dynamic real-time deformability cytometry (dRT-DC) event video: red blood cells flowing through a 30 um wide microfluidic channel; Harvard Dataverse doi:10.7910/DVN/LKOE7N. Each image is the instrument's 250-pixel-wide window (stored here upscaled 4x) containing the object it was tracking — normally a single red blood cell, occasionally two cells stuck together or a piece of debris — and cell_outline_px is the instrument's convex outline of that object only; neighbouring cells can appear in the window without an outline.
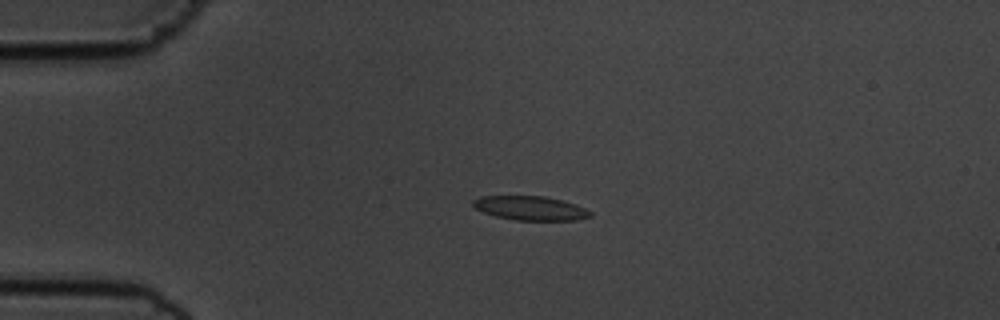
{"species": "common noctule bat (a hibernating species)", "species_latin": "Nyctalus noctula", "temperature_condition": "cold", "stored_images_in_passage": 56, "camera_frame_rate_fps": 3000, "um_per_image_px": 0.085, "animal": {"sex": "male", "body_mass_g": 19.5, "forearm_length_mm": 54.6}, "frame": {"image": 1, "passage_image": 13, "time_ms": 4.0, "image_size_px": [1000, 320], "cell_outline_px": [[592, 216], [576, 220], [516, 220], [496, 216], [484, 212], [476, 208], [472, 204], [472, 200], [480, 196], [544, 196], [564, 200], [576, 204], [592, 212]], "centroid_in_image_um": [45.1, 17.68], "position_along_channel_um": 39.9, "area_um2": 16.47}}
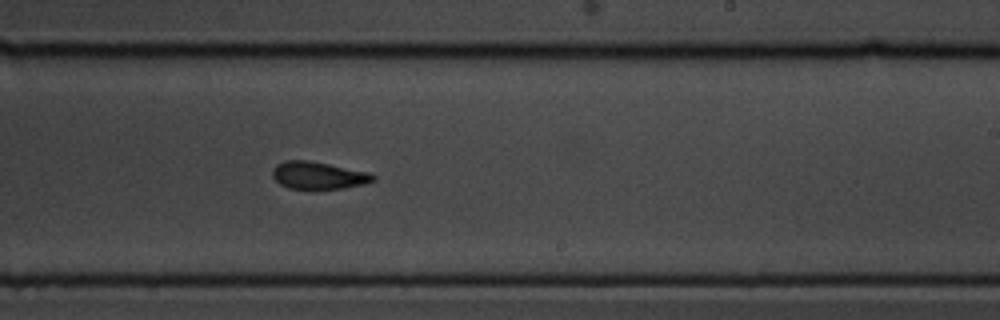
{"frame": {"image": 2, "passage_image": 34, "time_ms": 11.0, "image_size_px": [1000, 320], "cell_outline_px": [[376, 180], [364, 184], [344, 188], [288, 188], [280, 184], [272, 176], [272, 168], [276, 164], [284, 160], [308, 160], [368, 172], [376, 176]], "centroid_in_image_um": [27.04, 14.9], "position_along_channel_um": 262.0, "area_um2": 15.95}}
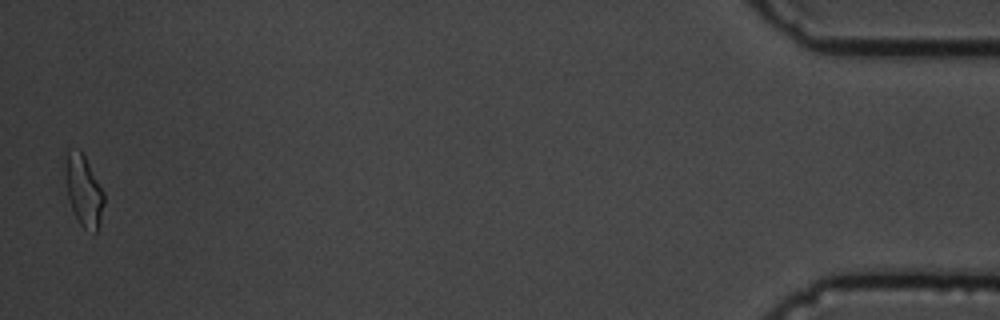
{"frame": {"image": 3, "passage_image": 55, "time_ms": 18.0, "image_size_px": [1000, 320], "cell_outline_px": [[104, 204], [100, 220], [96, 232], [84, 228], [80, 224], [72, 208], [68, 196], [64, 172], [64, 164], [68, 148], [80, 148], [104, 192]], "centroid_in_image_um": [7.09, 16.13], "position_along_channel_um": 428.1, "area_um2": 15.95}, "authors_computed_cell_mechanics": {"area_um2": 16.5308, "velocity_mm_per_s": 3.6114, "shape_relaxation_time_tau1_ms": 3.1338, "shape_relaxation_time_tau2_ms": 1.6933, "deformation_change_tau1": 0.0991, "deformation_change_tau2": 0.0632}}